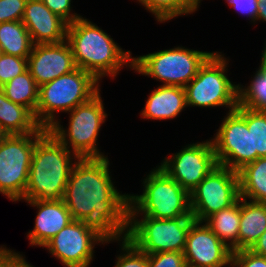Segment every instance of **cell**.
I'll use <instances>...</instances> for the list:
<instances>
[{
	"label": "cell",
	"mask_w": 266,
	"mask_h": 267,
	"mask_svg": "<svg viewBox=\"0 0 266 267\" xmlns=\"http://www.w3.org/2000/svg\"><path fill=\"white\" fill-rule=\"evenodd\" d=\"M109 165L107 156L76 160L62 200L73 220L111 243L127 236L129 194L118 192Z\"/></svg>",
	"instance_id": "6da1fadb"
},
{
	"label": "cell",
	"mask_w": 266,
	"mask_h": 267,
	"mask_svg": "<svg viewBox=\"0 0 266 267\" xmlns=\"http://www.w3.org/2000/svg\"><path fill=\"white\" fill-rule=\"evenodd\" d=\"M66 40L69 43L76 67L93 74L99 81L115 78L124 66L133 69L130 50L124 51L95 23L80 17L68 24Z\"/></svg>",
	"instance_id": "7a4b0ae2"
},
{
	"label": "cell",
	"mask_w": 266,
	"mask_h": 267,
	"mask_svg": "<svg viewBox=\"0 0 266 267\" xmlns=\"http://www.w3.org/2000/svg\"><path fill=\"white\" fill-rule=\"evenodd\" d=\"M78 159L47 131L35 144L22 200H62L70 172Z\"/></svg>",
	"instance_id": "3957f363"
},
{
	"label": "cell",
	"mask_w": 266,
	"mask_h": 267,
	"mask_svg": "<svg viewBox=\"0 0 266 267\" xmlns=\"http://www.w3.org/2000/svg\"><path fill=\"white\" fill-rule=\"evenodd\" d=\"M144 178L141 195L129 194L128 217L147 216L155 219L193 217L190 194L160 167ZM140 214V215H139Z\"/></svg>",
	"instance_id": "277c9868"
},
{
	"label": "cell",
	"mask_w": 266,
	"mask_h": 267,
	"mask_svg": "<svg viewBox=\"0 0 266 267\" xmlns=\"http://www.w3.org/2000/svg\"><path fill=\"white\" fill-rule=\"evenodd\" d=\"M99 87V80L93 74L78 67L42 84L38 92L36 122L42 128H50L57 120V112L67 113L88 102L101 91Z\"/></svg>",
	"instance_id": "5b68a950"
},
{
	"label": "cell",
	"mask_w": 266,
	"mask_h": 267,
	"mask_svg": "<svg viewBox=\"0 0 266 267\" xmlns=\"http://www.w3.org/2000/svg\"><path fill=\"white\" fill-rule=\"evenodd\" d=\"M67 113L70 114L67 130L60 124V119L47 130L78 158L106 157L98 149L97 143L100 128L108 116L104 111L101 93Z\"/></svg>",
	"instance_id": "8992f818"
},
{
	"label": "cell",
	"mask_w": 266,
	"mask_h": 267,
	"mask_svg": "<svg viewBox=\"0 0 266 267\" xmlns=\"http://www.w3.org/2000/svg\"><path fill=\"white\" fill-rule=\"evenodd\" d=\"M213 53L178 46L133 57V70L162 81L163 86L184 88Z\"/></svg>",
	"instance_id": "52a82bcc"
},
{
	"label": "cell",
	"mask_w": 266,
	"mask_h": 267,
	"mask_svg": "<svg viewBox=\"0 0 266 267\" xmlns=\"http://www.w3.org/2000/svg\"><path fill=\"white\" fill-rule=\"evenodd\" d=\"M228 59L221 52H214L200 67L196 76L184 87L187 107L229 108L238 106V84L227 76Z\"/></svg>",
	"instance_id": "ba28073f"
},
{
	"label": "cell",
	"mask_w": 266,
	"mask_h": 267,
	"mask_svg": "<svg viewBox=\"0 0 266 267\" xmlns=\"http://www.w3.org/2000/svg\"><path fill=\"white\" fill-rule=\"evenodd\" d=\"M48 130L8 135L0 144V193L13 202L24 198L36 142Z\"/></svg>",
	"instance_id": "9c48e42d"
},
{
	"label": "cell",
	"mask_w": 266,
	"mask_h": 267,
	"mask_svg": "<svg viewBox=\"0 0 266 267\" xmlns=\"http://www.w3.org/2000/svg\"><path fill=\"white\" fill-rule=\"evenodd\" d=\"M142 217V218H141ZM128 217L126 238L146 254L183 252L193 217L155 219L141 216Z\"/></svg>",
	"instance_id": "30bf717a"
},
{
	"label": "cell",
	"mask_w": 266,
	"mask_h": 267,
	"mask_svg": "<svg viewBox=\"0 0 266 267\" xmlns=\"http://www.w3.org/2000/svg\"><path fill=\"white\" fill-rule=\"evenodd\" d=\"M240 198L238 172L218 165L190 193L191 214L204 221L215 212L227 209Z\"/></svg>",
	"instance_id": "8fae6325"
},
{
	"label": "cell",
	"mask_w": 266,
	"mask_h": 267,
	"mask_svg": "<svg viewBox=\"0 0 266 267\" xmlns=\"http://www.w3.org/2000/svg\"><path fill=\"white\" fill-rule=\"evenodd\" d=\"M211 141L218 164L236 172L257 159V153H252L251 129L236 110L228 111Z\"/></svg>",
	"instance_id": "7c38bea8"
},
{
	"label": "cell",
	"mask_w": 266,
	"mask_h": 267,
	"mask_svg": "<svg viewBox=\"0 0 266 267\" xmlns=\"http://www.w3.org/2000/svg\"><path fill=\"white\" fill-rule=\"evenodd\" d=\"M158 165L189 194L219 164L212 141L192 143L168 156Z\"/></svg>",
	"instance_id": "4fadbf2b"
},
{
	"label": "cell",
	"mask_w": 266,
	"mask_h": 267,
	"mask_svg": "<svg viewBox=\"0 0 266 267\" xmlns=\"http://www.w3.org/2000/svg\"><path fill=\"white\" fill-rule=\"evenodd\" d=\"M107 244L93 229L73 220L62 228L45 247L64 267H89L96 244Z\"/></svg>",
	"instance_id": "5bb4252c"
},
{
	"label": "cell",
	"mask_w": 266,
	"mask_h": 267,
	"mask_svg": "<svg viewBox=\"0 0 266 267\" xmlns=\"http://www.w3.org/2000/svg\"><path fill=\"white\" fill-rule=\"evenodd\" d=\"M232 250L204 221H194L183 251L188 267H230Z\"/></svg>",
	"instance_id": "9a60e30c"
},
{
	"label": "cell",
	"mask_w": 266,
	"mask_h": 267,
	"mask_svg": "<svg viewBox=\"0 0 266 267\" xmlns=\"http://www.w3.org/2000/svg\"><path fill=\"white\" fill-rule=\"evenodd\" d=\"M76 64L67 40L36 44L27 58V69L38 86L75 70Z\"/></svg>",
	"instance_id": "2e32d148"
},
{
	"label": "cell",
	"mask_w": 266,
	"mask_h": 267,
	"mask_svg": "<svg viewBox=\"0 0 266 267\" xmlns=\"http://www.w3.org/2000/svg\"><path fill=\"white\" fill-rule=\"evenodd\" d=\"M22 23L34 45L66 40L68 23L51 12L40 0H27Z\"/></svg>",
	"instance_id": "e0dca14e"
},
{
	"label": "cell",
	"mask_w": 266,
	"mask_h": 267,
	"mask_svg": "<svg viewBox=\"0 0 266 267\" xmlns=\"http://www.w3.org/2000/svg\"><path fill=\"white\" fill-rule=\"evenodd\" d=\"M38 209L33 230L27 233L30 245L43 247L73 218L63 200L25 201Z\"/></svg>",
	"instance_id": "ac0fdd59"
},
{
	"label": "cell",
	"mask_w": 266,
	"mask_h": 267,
	"mask_svg": "<svg viewBox=\"0 0 266 267\" xmlns=\"http://www.w3.org/2000/svg\"><path fill=\"white\" fill-rule=\"evenodd\" d=\"M184 108H187L185 89L161 85L149 94L140 114L143 119L166 120L176 118Z\"/></svg>",
	"instance_id": "d6986e66"
},
{
	"label": "cell",
	"mask_w": 266,
	"mask_h": 267,
	"mask_svg": "<svg viewBox=\"0 0 266 267\" xmlns=\"http://www.w3.org/2000/svg\"><path fill=\"white\" fill-rule=\"evenodd\" d=\"M266 231V204L240 197L238 250L250 249Z\"/></svg>",
	"instance_id": "ffe728a7"
},
{
	"label": "cell",
	"mask_w": 266,
	"mask_h": 267,
	"mask_svg": "<svg viewBox=\"0 0 266 267\" xmlns=\"http://www.w3.org/2000/svg\"><path fill=\"white\" fill-rule=\"evenodd\" d=\"M0 126L8 135L33 133L40 127L34 115L26 107L9 100L1 87Z\"/></svg>",
	"instance_id": "44dd1931"
},
{
	"label": "cell",
	"mask_w": 266,
	"mask_h": 267,
	"mask_svg": "<svg viewBox=\"0 0 266 267\" xmlns=\"http://www.w3.org/2000/svg\"><path fill=\"white\" fill-rule=\"evenodd\" d=\"M240 197L266 204V157H259L238 171Z\"/></svg>",
	"instance_id": "7402d4cb"
},
{
	"label": "cell",
	"mask_w": 266,
	"mask_h": 267,
	"mask_svg": "<svg viewBox=\"0 0 266 267\" xmlns=\"http://www.w3.org/2000/svg\"><path fill=\"white\" fill-rule=\"evenodd\" d=\"M204 222L233 252L238 250L240 198L229 208L213 213Z\"/></svg>",
	"instance_id": "603a6c76"
},
{
	"label": "cell",
	"mask_w": 266,
	"mask_h": 267,
	"mask_svg": "<svg viewBox=\"0 0 266 267\" xmlns=\"http://www.w3.org/2000/svg\"><path fill=\"white\" fill-rule=\"evenodd\" d=\"M0 46L3 53L28 58L34 43L22 21L0 23Z\"/></svg>",
	"instance_id": "cb8c5ba5"
},
{
	"label": "cell",
	"mask_w": 266,
	"mask_h": 267,
	"mask_svg": "<svg viewBox=\"0 0 266 267\" xmlns=\"http://www.w3.org/2000/svg\"><path fill=\"white\" fill-rule=\"evenodd\" d=\"M12 102L26 107L35 117L38 103L39 86L27 69L1 87Z\"/></svg>",
	"instance_id": "d4e9b609"
},
{
	"label": "cell",
	"mask_w": 266,
	"mask_h": 267,
	"mask_svg": "<svg viewBox=\"0 0 266 267\" xmlns=\"http://www.w3.org/2000/svg\"><path fill=\"white\" fill-rule=\"evenodd\" d=\"M261 55L260 66L249 86L243 88L238 84V105L255 111H266V43Z\"/></svg>",
	"instance_id": "484cf974"
},
{
	"label": "cell",
	"mask_w": 266,
	"mask_h": 267,
	"mask_svg": "<svg viewBox=\"0 0 266 267\" xmlns=\"http://www.w3.org/2000/svg\"><path fill=\"white\" fill-rule=\"evenodd\" d=\"M246 121L252 133V153L266 157V111H255L243 106L235 109Z\"/></svg>",
	"instance_id": "4316f807"
},
{
	"label": "cell",
	"mask_w": 266,
	"mask_h": 267,
	"mask_svg": "<svg viewBox=\"0 0 266 267\" xmlns=\"http://www.w3.org/2000/svg\"><path fill=\"white\" fill-rule=\"evenodd\" d=\"M145 9L154 14L160 23L169 22L178 16L193 12L181 0H137Z\"/></svg>",
	"instance_id": "83f0119b"
},
{
	"label": "cell",
	"mask_w": 266,
	"mask_h": 267,
	"mask_svg": "<svg viewBox=\"0 0 266 267\" xmlns=\"http://www.w3.org/2000/svg\"><path fill=\"white\" fill-rule=\"evenodd\" d=\"M121 242L123 254L116 257L114 267H148V254L137 249L127 238Z\"/></svg>",
	"instance_id": "f1b7e54d"
},
{
	"label": "cell",
	"mask_w": 266,
	"mask_h": 267,
	"mask_svg": "<svg viewBox=\"0 0 266 267\" xmlns=\"http://www.w3.org/2000/svg\"><path fill=\"white\" fill-rule=\"evenodd\" d=\"M27 70V58L3 53L0 58V87Z\"/></svg>",
	"instance_id": "f546056e"
},
{
	"label": "cell",
	"mask_w": 266,
	"mask_h": 267,
	"mask_svg": "<svg viewBox=\"0 0 266 267\" xmlns=\"http://www.w3.org/2000/svg\"><path fill=\"white\" fill-rule=\"evenodd\" d=\"M148 267H188L183 252L148 254Z\"/></svg>",
	"instance_id": "4dcf8cb0"
},
{
	"label": "cell",
	"mask_w": 266,
	"mask_h": 267,
	"mask_svg": "<svg viewBox=\"0 0 266 267\" xmlns=\"http://www.w3.org/2000/svg\"><path fill=\"white\" fill-rule=\"evenodd\" d=\"M230 267H266V257L242 249L232 252Z\"/></svg>",
	"instance_id": "1f68e13d"
},
{
	"label": "cell",
	"mask_w": 266,
	"mask_h": 267,
	"mask_svg": "<svg viewBox=\"0 0 266 267\" xmlns=\"http://www.w3.org/2000/svg\"><path fill=\"white\" fill-rule=\"evenodd\" d=\"M27 0H0V23L22 21Z\"/></svg>",
	"instance_id": "d6a6232c"
},
{
	"label": "cell",
	"mask_w": 266,
	"mask_h": 267,
	"mask_svg": "<svg viewBox=\"0 0 266 267\" xmlns=\"http://www.w3.org/2000/svg\"><path fill=\"white\" fill-rule=\"evenodd\" d=\"M46 7L56 15L60 16L68 24L73 23L82 17L80 14L71 12L72 0H40Z\"/></svg>",
	"instance_id": "836d02e7"
},
{
	"label": "cell",
	"mask_w": 266,
	"mask_h": 267,
	"mask_svg": "<svg viewBox=\"0 0 266 267\" xmlns=\"http://www.w3.org/2000/svg\"><path fill=\"white\" fill-rule=\"evenodd\" d=\"M0 267H33L23 255L15 250L7 249L6 246L0 250Z\"/></svg>",
	"instance_id": "e575fe53"
},
{
	"label": "cell",
	"mask_w": 266,
	"mask_h": 267,
	"mask_svg": "<svg viewBox=\"0 0 266 267\" xmlns=\"http://www.w3.org/2000/svg\"><path fill=\"white\" fill-rule=\"evenodd\" d=\"M230 7L241 14L248 15L251 22L257 21L258 0H226Z\"/></svg>",
	"instance_id": "d590c367"
},
{
	"label": "cell",
	"mask_w": 266,
	"mask_h": 267,
	"mask_svg": "<svg viewBox=\"0 0 266 267\" xmlns=\"http://www.w3.org/2000/svg\"><path fill=\"white\" fill-rule=\"evenodd\" d=\"M250 250L256 254H259V255L266 257V231L252 245Z\"/></svg>",
	"instance_id": "8d00e7d4"
},
{
	"label": "cell",
	"mask_w": 266,
	"mask_h": 267,
	"mask_svg": "<svg viewBox=\"0 0 266 267\" xmlns=\"http://www.w3.org/2000/svg\"><path fill=\"white\" fill-rule=\"evenodd\" d=\"M266 22V0H258L257 21Z\"/></svg>",
	"instance_id": "74e56055"
},
{
	"label": "cell",
	"mask_w": 266,
	"mask_h": 267,
	"mask_svg": "<svg viewBox=\"0 0 266 267\" xmlns=\"http://www.w3.org/2000/svg\"><path fill=\"white\" fill-rule=\"evenodd\" d=\"M193 13L197 11V0H181Z\"/></svg>",
	"instance_id": "f35d334b"
},
{
	"label": "cell",
	"mask_w": 266,
	"mask_h": 267,
	"mask_svg": "<svg viewBox=\"0 0 266 267\" xmlns=\"http://www.w3.org/2000/svg\"><path fill=\"white\" fill-rule=\"evenodd\" d=\"M8 136L7 132L0 126V144Z\"/></svg>",
	"instance_id": "ab89813d"
},
{
	"label": "cell",
	"mask_w": 266,
	"mask_h": 267,
	"mask_svg": "<svg viewBox=\"0 0 266 267\" xmlns=\"http://www.w3.org/2000/svg\"><path fill=\"white\" fill-rule=\"evenodd\" d=\"M2 55H3V51H2V48L0 46V58H1Z\"/></svg>",
	"instance_id": "60d3db41"
},
{
	"label": "cell",
	"mask_w": 266,
	"mask_h": 267,
	"mask_svg": "<svg viewBox=\"0 0 266 267\" xmlns=\"http://www.w3.org/2000/svg\"><path fill=\"white\" fill-rule=\"evenodd\" d=\"M200 2H201V0H197V9L199 8Z\"/></svg>",
	"instance_id": "b9f144b4"
}]
</instances>
